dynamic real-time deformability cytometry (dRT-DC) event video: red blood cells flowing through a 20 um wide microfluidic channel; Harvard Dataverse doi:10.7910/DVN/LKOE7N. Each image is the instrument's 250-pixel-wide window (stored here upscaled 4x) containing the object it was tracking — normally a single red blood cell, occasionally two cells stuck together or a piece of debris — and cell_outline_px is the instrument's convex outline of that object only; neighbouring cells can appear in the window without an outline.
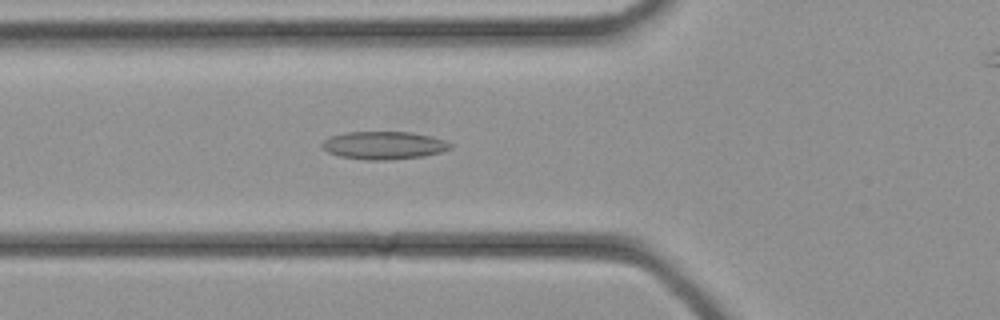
{"species": "common noctule bat (a hibernating species)", "species_latin": "Nyctalus noctula", "temperature_condition": "cold", "stored_images_in_passage": 28, "camera_frame_rate_fps": 3000, "um_per_image_px": 0.085, "animal": {"sex": "female", "body_mass_g": 21.9}, "frame": {"image": 1, "passage_image": 5, "time_ms": 1.333, "image_size_px": [1000, 320], "cell_outline_px": [[452, 148], [440, 152], [424, 156], [388, 160], [364, 160], [340, 156], [328, 152], [320, 144], [328, 136], [344, 132], [412, 132], [432, 136], [444, 140], [452, 144]], "centroid_in_image_um": [32.62, 12.35], "position_along_channel_um": 93.2, "area_um2": 20.98}}
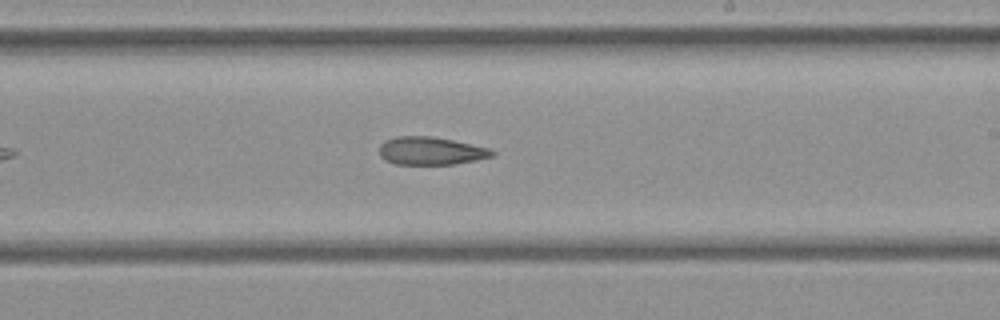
{"frame": {"image": 2, "passage_image": 13, "time_ms": 4.0, "image_size_px": [1000, 320], "cell_outline_px": [[496, 152], [492, 156], [476, 160], [452, 164], [396, 164], [384, 160], [380, 156], [380, 144], [384, 140], [396, 136], [432, 136], [492, 148]], "centroid_in_image_um": [36.61, 12.82], "position_along_channel_um": 252.4, "area_um2": 18.44}}
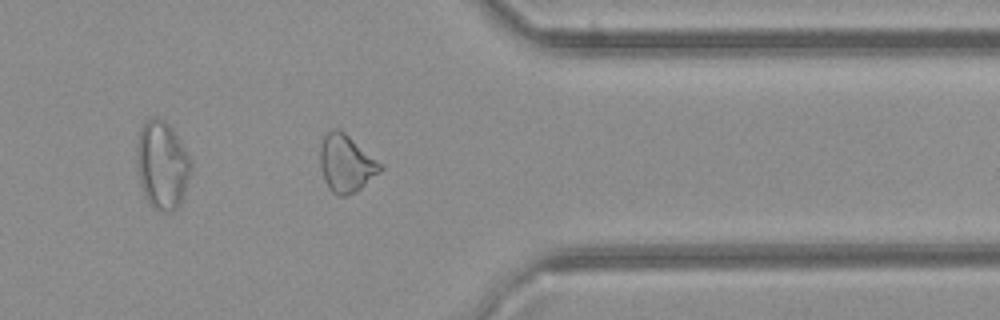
{"frame": {"image": 3, "passage_image": 20, "time_ms": 6.333, "image_size_px": [1000, 320], "cell_outline_px": [[384, 168], [380, 172], [356, 192], [348, 196], [340, 196], [332, 192], [324, 180], [320, 168], [320, 148], [324, 136], [332, 128], [340, 128], [384, 164]], "centroid_in_image_um": [29.45, 13.88], "position_along_channel_um": 382.0, "area_um2": 20.46}}